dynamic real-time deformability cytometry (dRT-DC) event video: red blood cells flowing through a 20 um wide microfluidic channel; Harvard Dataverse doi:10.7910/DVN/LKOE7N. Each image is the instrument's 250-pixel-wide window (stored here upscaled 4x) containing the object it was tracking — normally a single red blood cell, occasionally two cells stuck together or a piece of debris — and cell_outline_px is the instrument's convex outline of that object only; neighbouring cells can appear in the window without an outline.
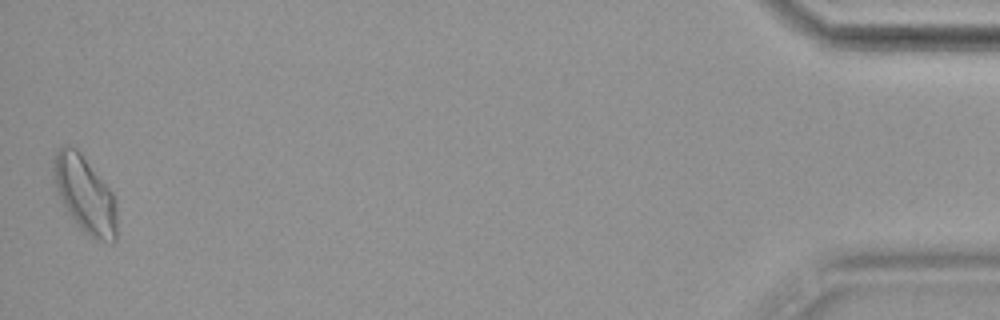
{"species": "common noctule bat (a hibernating species)", "species_latin": "Nyctalus noctula", "temperature_condition": "cold", "stored_images_in_passage": 55, "camera_frame_rate_fps": 3000, "um_per_image_px": 0.085, "animal": {"sex": "female", "body_mass_g": 19.9}, "frame": {"image": 1, "passage_image": 55, "time_ms": 18.0, "image_size_px": [1000, 320], "cell_outline_px": [[116, 240], [112, 244], [88, 236], [80, 228], [68, 212], [56, 188], [52, 176], [52, 164], [56, 152], [64, 144], [76, 148], [80, 152], [112, 192], [116, 200]], "centroid_in_image_um": [7.22, 16.54], "position_along_channel_um": 428.0, "area_um2": 28.15}, "authors_computed_cell_mechanics": {"area_um2": 21.675, "velocity_mm_per_s": 3.617, "shape_relaxation_time_tau1_ms": 4.9373, "shape_relaxation_time_tau2_ms": 2.0834, "deformation_change_tau1": 0.1308, "deformation_change_tau2": 0.0919}}